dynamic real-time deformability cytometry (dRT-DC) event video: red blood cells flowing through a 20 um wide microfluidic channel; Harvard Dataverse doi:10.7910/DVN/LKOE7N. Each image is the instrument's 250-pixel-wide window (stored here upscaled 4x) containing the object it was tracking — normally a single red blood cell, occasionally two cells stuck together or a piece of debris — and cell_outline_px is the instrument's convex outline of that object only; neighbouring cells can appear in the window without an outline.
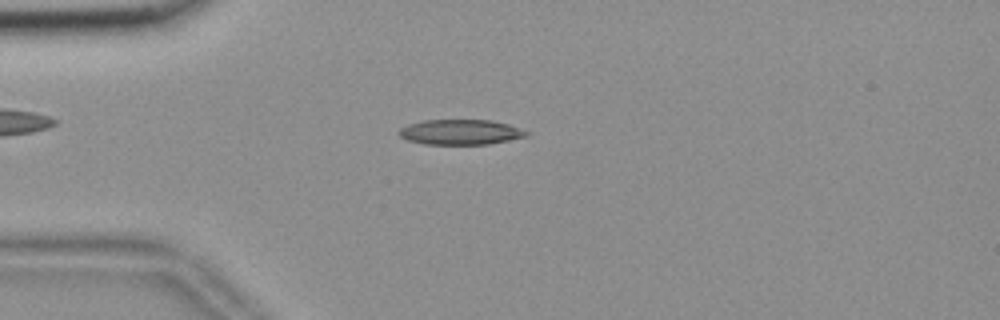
{"species": "common noctule bat (a hibernating species)", "species_latin": "Nyctalus noctula", "temperature_condition": "room temperature", "stored_images_in_passage": 55, "camera_frame_rate_fps": 3000, "um_per_image_px": 0.085, "animal": {"sex": "female", "body_mass_g": 18.4}, "frame": {"image": 1, "passage_image": 14, "time_ms": 4.333, "image_size_px": [1000, 320], "cell_outline_px": [[532, 132], [528, 136], [488, 144], [424, 144], [408, 140], [400, 136], [396, 132], [400, 128], [408, 124], [424, 120], [492, 120], [508, 124]], "centroid_in_image_um": [39.15, 11.22], "position_along_channel_um": 45.8, "area_um2": 18.79}}
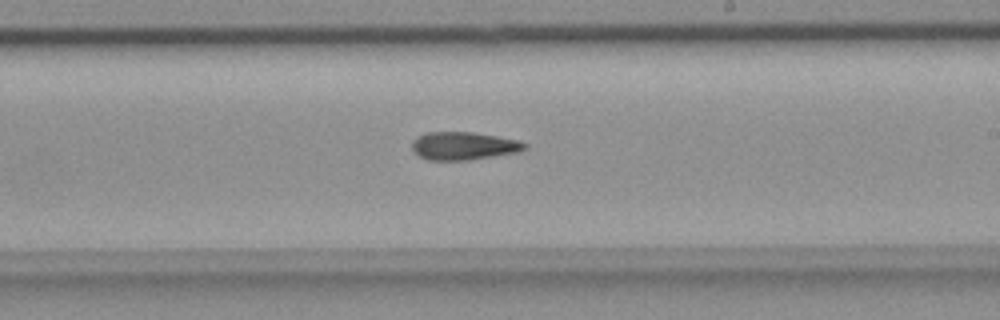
{"frame": {"image": 2, "passage_image": 32, "time_ms": 10.333, "image_size_px": [1000, 320], "cell_outline_px": [[528, 148], [516, 152], [468, 160], [428, 160], [420, 156], [412, 148], [412, 140], [416, 136], [428, 132], [472, 132], [496, 136], [516, 140], [528, 144]], "centroid_in_image_um": [39.38, 12.39], "position_along_channel_um": 249.6, "area_um2": 18.21}}
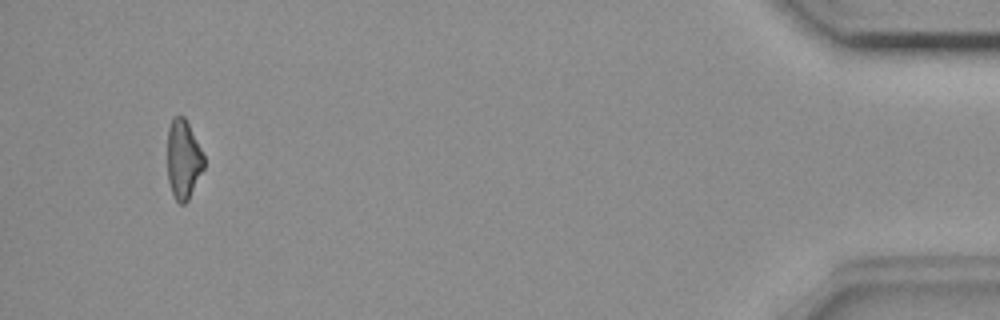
{"frame": {"image": 3, "passage_image": 52, "time_ms": 17.0, "image_size_px": [1000, 320], "cell_outline_px": [[204, 168], [188, 200], [184, 204], [180, 204], [176, 200], [172, 192], [168, 180], [168, 128], [172, 120], [176, 116], [184, 116], [204, 156]], "centroid_in_image_um": [15.58, 13.57], "position_along_channel_um": 419.6, "area_um2": 16.53}}